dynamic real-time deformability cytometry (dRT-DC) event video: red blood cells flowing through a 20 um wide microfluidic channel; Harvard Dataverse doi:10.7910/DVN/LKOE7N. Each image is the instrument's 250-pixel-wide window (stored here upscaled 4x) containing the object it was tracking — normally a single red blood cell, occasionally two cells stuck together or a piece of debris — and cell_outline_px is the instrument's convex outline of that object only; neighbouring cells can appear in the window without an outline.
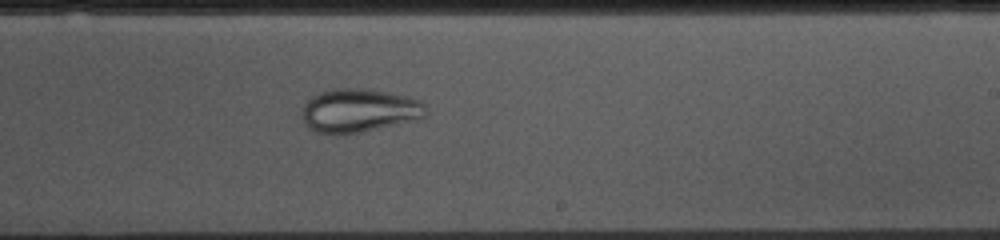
{"species": "common noctule bat (a hibernating species)", "species_latin": "Nyctalus noctula", "temperature_condition": "cold", "stored_images_in_passage": 53, "camera_frame_rate_fps": 3000, "um_per_image_px": 0.085, "animal": {"sex": "female", "body_mass_g": 10.0, "forearm_length_mm": 53.1}, "frame": {"image": 1, "passage_image": 31, "time_ms": 10.0, "image_size_px": [1000, 240], "cell_outline_px": [[428, 112], [424, 116], [344, 136], [336, 136], [316, 132], [300, 116], [304, 104], [308, 96], [332, 88], [360, 88], [388, 92], [408, 96], [420, 100], [424, 104]], "centroid_in_image_um": [30.44, 9.38], "position_along_channel_um": 258.6, "area_um2": 31.5}}
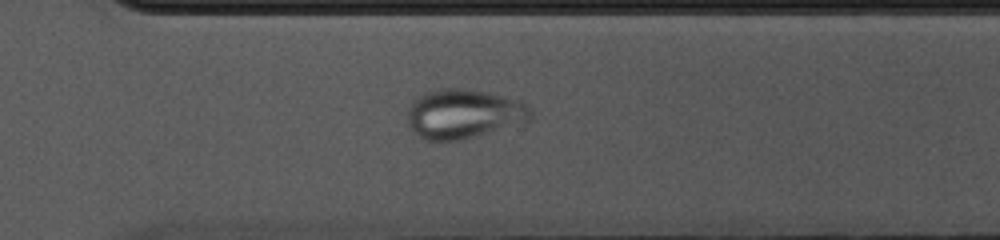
{"frame": {"image": 2, "passage_image": 37, "time_ms": 12.0, "image_size_px": [1000, 240], "cell_outline_px": [[532, 120], [528, 124], [456, 140], [436, 144], [420, 136], [408, 124], [408, 108], [424, 92], [436, 88], [468, 88], [488, 92], [520, 100], [528, 104], [532, 108]], "centroid_in_image_um": [39.5, 9.68], "position_along_channel_um": 331.1, "area_um2": 36.3}}
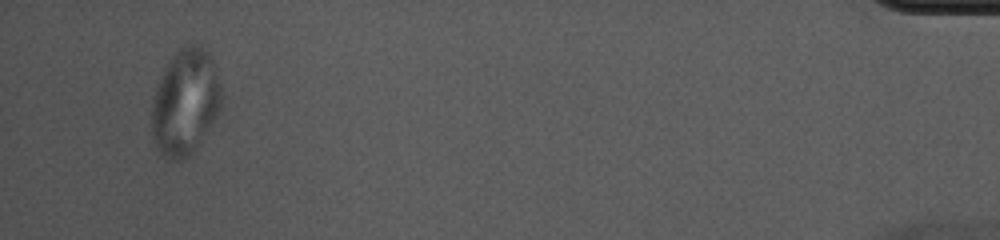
{"frame": {"image": 3, "passage_image": 51, "time_ms": 16.667, "image_size_px": [1000, 240], "cell_outline_px": [[220, 108], [216, 116], [196, 148], [188, 156], [180, 160], [172, 160], [164, 156], [156, 148], [152, 136], [152, 100], [156, 88], [172, 56], [180, 48], [192, 44], [196, 44], [208, 52], [216, 68], [220, 88]], "centroid_in_image_um": [15.73, 8.7], "position_along_channel_um": 419.5, "area_um2": 42.31}}